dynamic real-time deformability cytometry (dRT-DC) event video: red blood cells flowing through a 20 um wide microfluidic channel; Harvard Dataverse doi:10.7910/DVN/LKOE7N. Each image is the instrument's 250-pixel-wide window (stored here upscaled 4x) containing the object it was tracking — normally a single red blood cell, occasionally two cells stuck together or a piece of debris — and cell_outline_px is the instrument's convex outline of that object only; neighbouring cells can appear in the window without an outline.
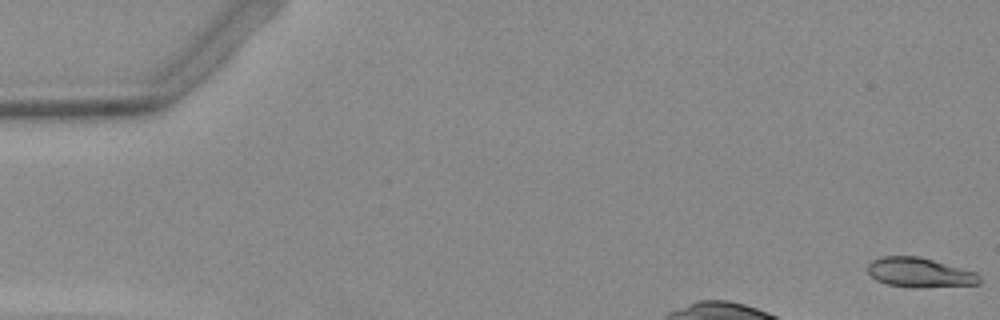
{"species": "Egyptian fruit bat (a non-hibernating species)", "species_latin": "Rousettus aegyptiacus", "temperature_condition": "warm", "stored_images_in_passage": 19, "camera_frame_rate_fps": 3000, "um_per_image_px": 0.085, "animal": {"sex": "female"}, "frame": {"image": 1, "passage_image": 1, "time_ms": 0.0, "image_size_px": [1000, 320], "cell_outline_px": [[980, 284], [916, 288], [888, 284], [876, 280], [868, 272], [868, 264], [872, 260], [880, 256], [916, 256], [932, 260], [976, 272], [980, 276]], "centroid_in_image_um": [78.16, 23.17], "position_along_channel_um": 6.8, "area_um2": 19.13}}